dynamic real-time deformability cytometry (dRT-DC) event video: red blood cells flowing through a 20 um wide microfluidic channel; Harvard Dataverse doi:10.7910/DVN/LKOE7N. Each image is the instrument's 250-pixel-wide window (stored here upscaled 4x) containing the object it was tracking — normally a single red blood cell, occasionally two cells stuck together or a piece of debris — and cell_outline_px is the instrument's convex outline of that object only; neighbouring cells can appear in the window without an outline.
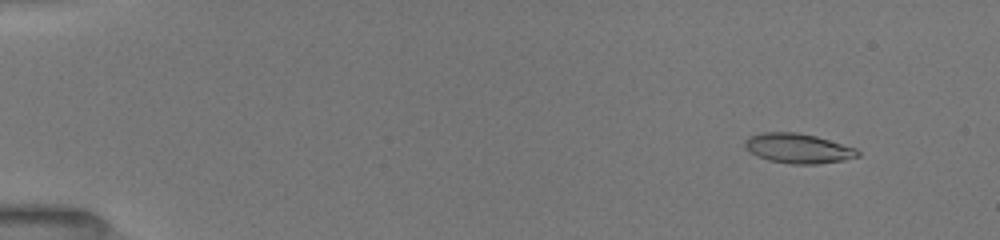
{"species": "common noctule bat (a hibernating species)", "species_latin": "Nyctalus noctula", "temperature_condition": "room temperature", "stored_images_in_passage": 47, "camera_frame_rate_fps": 3000, "um_per_image_px": 0.085, "animal": {"sex": "female", "body_mass_g": 19.5, "forearm_length_mm": 54.1}, "frame": {"image": 1, "passage_image": 4, "time_ms": 1.333, "image_size_px": [1000, 240], "cell_outline_px": [[860, 156], [844, 160], [816, 164], [788, 164], [768, 160], [756, 156], [748, 152], [744, 148], [744, 140], [748, 136], [760, 132], [796, 132], [816, 136], [856, 148], [860, 152]], "centroid_in_image_um": [67.78, 12.61], "position_along_channel_um": 17.2, "area_um2": 19.88}}
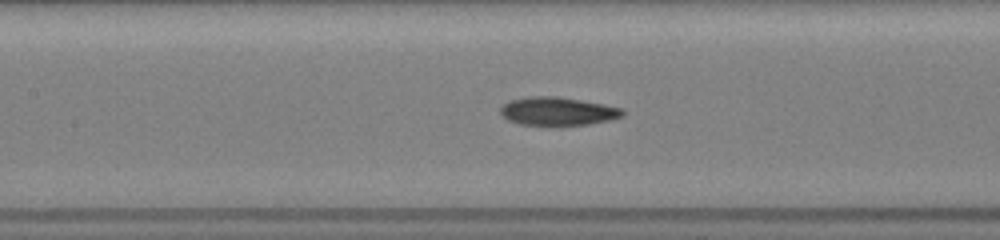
{"frame": {"image": 2, "passage_image": 23, "time_ms": 8.0, "image_size_px": [1000, 240], "cell_outline_px": [[624, 116], [608, 120], [588, 124], [520, 124], [508, 120], [500, 112], [500, 108], [508, 100], [528, 96], [556, 96], [604, 104], [624, 108]], "centroid_in_image_um": [47.41, 9.43], "position_along_channel_um": 160.0, "area_um2": 19.88}}
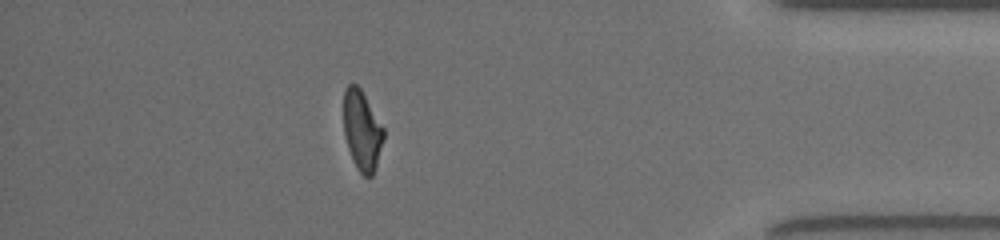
{"frame": {"image": 3, "passage_image": 42, "time_ms": 15.0, "image_size_px": [1000, 240], "cell_outline_px": [[384, 140], [372, 176], [364, 176], [356, 168], [348, 148], [344, 132], [344, 88], [348, 84], [356, 84], [360, 88], [384, 128]], "centroid_in_image_um": [30.77, 11.08], "position_along_channel_um": 404.4, "area_um2": 18.44}, "authors_computed_cell_mechanics": {"area_um2": 19.5364, "velocity_mm_per_s": 4.0161, "shape_relaxation_time_tau1_ms": 6.0527, "shape_relaxation_time_tau2_ms": 2.6669, "deformation_change_tau1": 0.1934, "deformation_change_tau2": 0.1053}}